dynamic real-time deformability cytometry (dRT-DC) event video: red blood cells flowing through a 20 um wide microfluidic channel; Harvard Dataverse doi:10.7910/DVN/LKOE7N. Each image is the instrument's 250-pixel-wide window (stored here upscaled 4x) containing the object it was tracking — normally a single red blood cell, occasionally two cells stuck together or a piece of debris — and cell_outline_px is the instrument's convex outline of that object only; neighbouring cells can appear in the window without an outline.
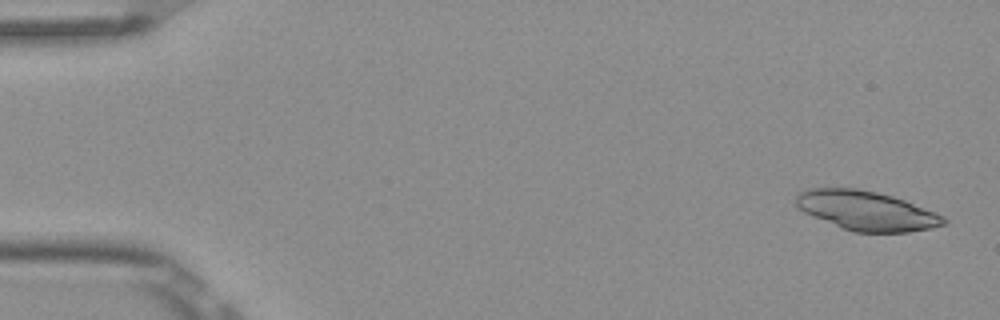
{"species": "Egyptian fruit bat (a non-hibernating species)", "species_latin": "Rousettus aegyptiacus", "temperature_condition": "room temperature", "stored_images_in_passage": 6, "camera_frame_rate_fps": 3000, "um_per_image_px": 0.085, "frame": {"image": 1, "passage_image": 1, "time_ms": 0.0, "image_size_px": [1000, 320], "cell_outline_px": [[948, 224], [908, 232], [852, 232], [812, 216], [804, 212], [796, 204], [796, 196], [800, 192], [808, 188], [856, 188], [876, 192], [892, 196], [904, 200], [936, 212], [944, 216], [948, 220]], "centroid_in_image_um": [73.66, 17.91], "position_along_channel_um": 11.3, "area_um2": 33.76}}